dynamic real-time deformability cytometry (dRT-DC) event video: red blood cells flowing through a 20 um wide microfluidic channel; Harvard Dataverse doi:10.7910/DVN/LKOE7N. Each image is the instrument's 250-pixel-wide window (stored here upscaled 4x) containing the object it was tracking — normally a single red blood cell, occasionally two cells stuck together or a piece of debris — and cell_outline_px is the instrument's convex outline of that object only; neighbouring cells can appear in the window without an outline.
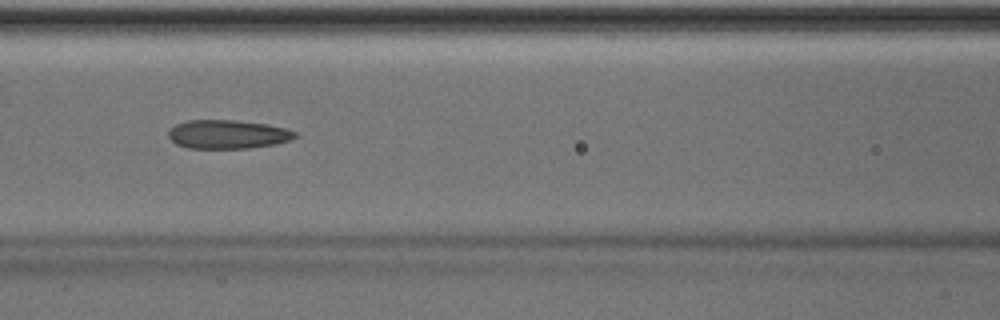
{"species": "Egyptian fruit bat (a non-hibernating species)", "species_latin": "Rousettus aegyptiacus", "temperature_condition": "room temperature", "stored_images_in_passage": 50, "camera_frame_rate_fps": 3000, "um_per_image_px": 0.085, "animal": {"sex": "male"}, "frame": {"image": 1, "passage_image": 22, "time_ms": 7.0, "image_size_px": [1000, 320], "cell_outline_px": [[296, 136], [288, 140], [276, 144], [248, 148], [188, 148], [176, 144], [168, 136], [168, 132], [176, 124], [188, 120], [236, 120], [264, 124], [284, 128], [296, 132]], "centroid_in_image_um": [19.32, 11.42], "position_along_channel_um": 147.3, "area_um2": 20.98}}
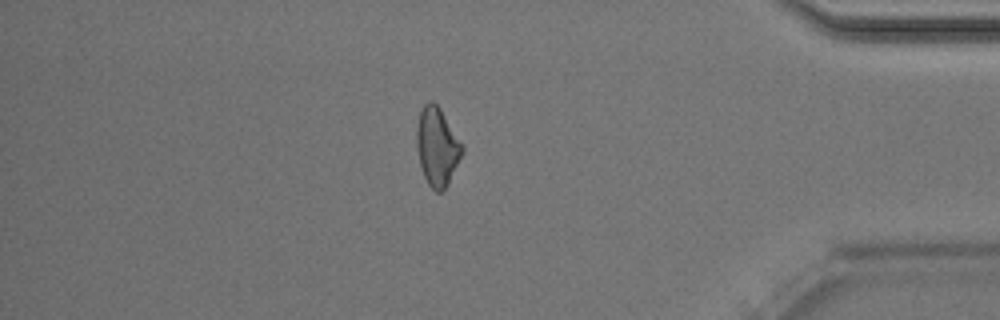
{"frame": {"image": 2, "passage_image": 43, "time_ms": 14.0, "image_size_px": [1000, 320], "cell_outline_px": [[464, 152], [448, 184], [440, 192], [436, 192], [428, 184], [424, 176], [420, 164], [416, 144], [416, 128], [420, 112], [424, 104], [428, 100], [432, 100], [440, 108], [464, 144]], "centroid_in_image_um": [37.17, 12.44], "position_along_channel_um": 398.0, "area_um2": 20.98}, "authors_computed_cell_mechanics": {"area_um2": 21.4438, "velocity_mm_per_s": 4.0448, "shape_relaxation_time_tau1_ms": null, "shape_relaxation_time_tau2_ms": 3.8841, "deformation_change_tau1": null, "deformation_change_tau2": 0.1418}}